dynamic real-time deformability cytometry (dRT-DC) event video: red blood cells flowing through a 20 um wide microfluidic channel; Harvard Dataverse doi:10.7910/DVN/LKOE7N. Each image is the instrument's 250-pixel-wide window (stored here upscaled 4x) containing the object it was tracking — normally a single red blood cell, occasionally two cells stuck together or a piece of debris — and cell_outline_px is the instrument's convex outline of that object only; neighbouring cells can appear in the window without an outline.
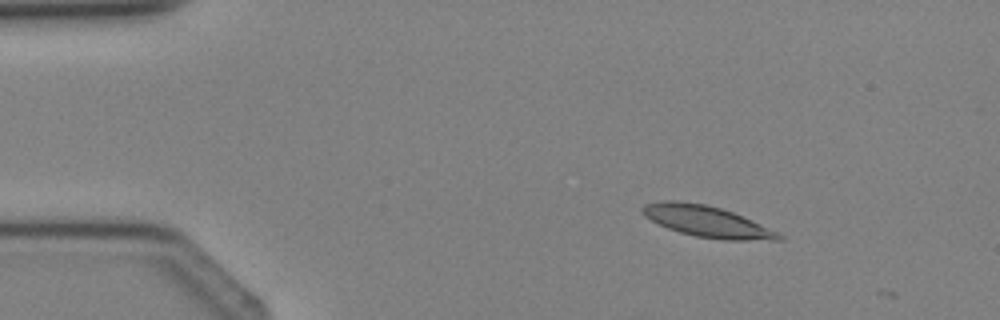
{"species": "Egyptian fruit bat (a non-hibernating species)", "species_latin": "Rousettus aegyptiacus", "temperature_condition": "cold", "stored_images_in_passage": 3, "camera_frame_rate_fps": 3000, "um_per_image_px": 0.085, "animal": {"sex": "female"}, "frame": {"image": 1, "passage_image": 2, "time_ms": 1.333, "image_size_px": [1000, 320], "cell_outline_px": [[784, 240], [724, 240], [696, 236], [680, 232], [668, 228], [644, 216], [640, 208], [644, 204], [664, 200], [680, 200], [704, 204], [720, 208], [732, 212], [752, 220], [784, 236]], "centroid_in_image_um": [60.06, 18.81], "position_along_channel_um": 24.9, "area_um2": 24.57}}